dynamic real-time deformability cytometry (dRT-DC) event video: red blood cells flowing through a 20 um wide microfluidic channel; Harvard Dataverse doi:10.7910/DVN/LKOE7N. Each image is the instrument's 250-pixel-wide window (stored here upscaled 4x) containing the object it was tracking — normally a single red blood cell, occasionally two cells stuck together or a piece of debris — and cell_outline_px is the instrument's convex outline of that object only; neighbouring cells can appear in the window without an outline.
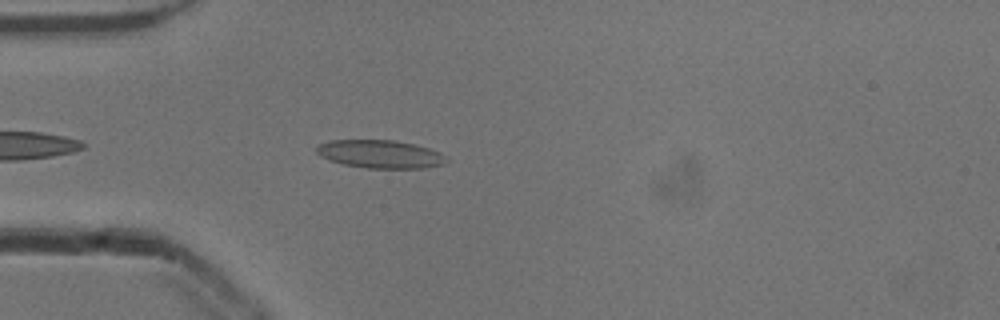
{"species": "common noctule bat (a hibernating species)", "species_latin": "Nyctalus noctula", "temperature_condition": "cold", "stored_images_in_passage": 35, "camera_frame_rate_fps": 3000, "um_per_image_px": 0.085, "animal": {"sex": "male", "body_mass_g": 13.3}, "frame": {"image": 1, "passage_image": 4, "time_ms": 1.0, "image_size_px": [1000, 320], "cell_outline_px": [[448, 160], [444, 164], [424, 168], [368, 168], [344, 164], [328, 160], [320, 156], [316, 152], [316, 148], [320, 144], [328, 140], [396, 140], [428, 148], [440, 152]], "centroid_in_image_um": [32.3, 13.1], "position_along_channel_um": 52.7, "area_um2": 21.21}}
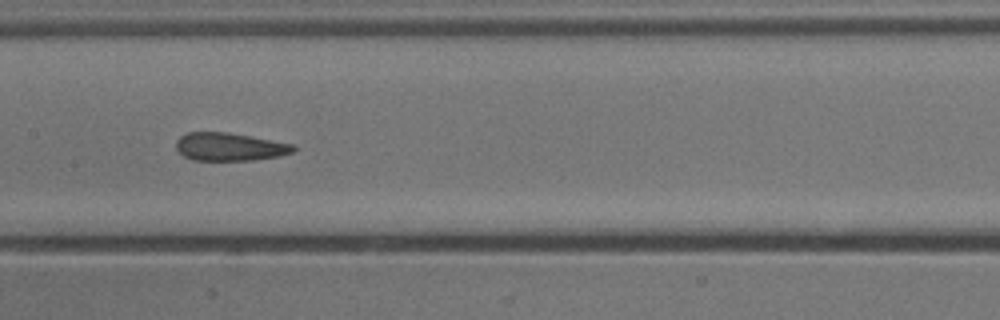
{"frame": {"image": 2, "passage_image": 15, "time_ms": 4.667, "image_size_px": [1000, 320], "cell_outline_px": [[296, 148], [292, 152], [280, 156], [252, 160], [192, 160], [184, 156], [176, 148], [176, 140], [180, 136], [188, 132], [228, 132], [292, 144]], "centroid_in_image_um": [19.48, 12.48], "position_along_channel_um": 187.9, "area_um2": 19.02}}
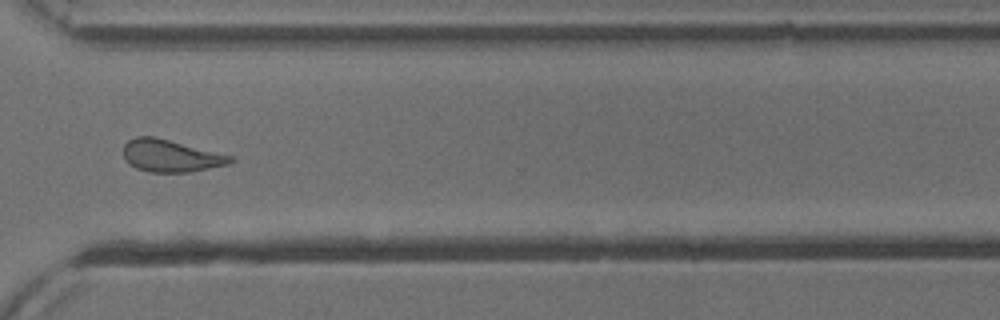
{"frame": {"image": 3, "passage_image": 28, "time_ms": 9.0, "image_size_px": [1000, 320], "cell_outline_px": [[236, 160], [228, 164], [188, 172], [152, 172], [136, 168], [128, 164], [124, 160], [124, 144], [128, 140], [136, 136], [156, 136], [232, 156]], "centroid_in_image_um": [14.48, 13.23], "position_along_channel_um": 356.1, "area_um2": 20.11}, "authors_computed_cell_mechanics": {"area_um2": 19.8254, "velocity_mm_per_s": 3.8911, "shape_relaxation_time_tau1_ms": 4.875, "shape_relaxation_time_tau2_ms": 1.8415, "deformation_change_tau1": 0.14, "deformation_change_tau2": 0.1013}}